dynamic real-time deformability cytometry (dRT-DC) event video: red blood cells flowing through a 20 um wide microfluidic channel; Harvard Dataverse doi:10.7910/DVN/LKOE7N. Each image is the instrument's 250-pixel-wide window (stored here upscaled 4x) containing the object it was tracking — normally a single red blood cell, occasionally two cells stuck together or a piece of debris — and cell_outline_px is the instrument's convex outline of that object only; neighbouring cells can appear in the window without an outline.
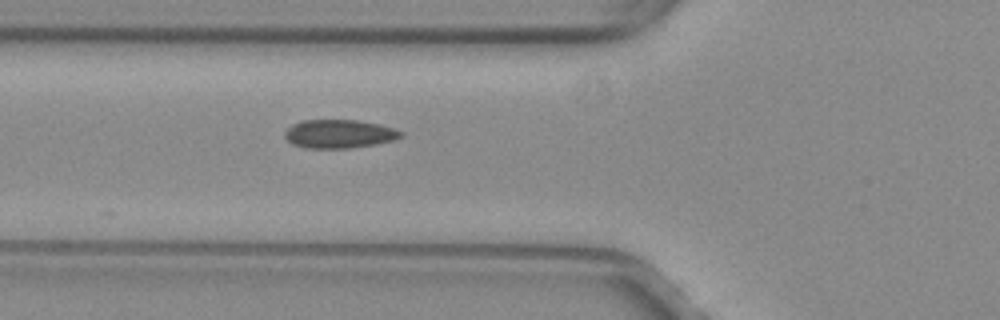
{"species": "common noctule bat (a hibernating species)", "species_latin": "Nyctalus noctula", "temperature_condition": "warm", "stored_images_in_passage": 16, "camera_frame_rate_fps": 3000, "um_per_image_px": 0.085, "animal": {"sex": "female", "body_mass_g": 29.2, "forearm_length_mm": 56.3}, "frame": {"image": 1, "passage_image": 3, "time_ms": 0.667, "image_size_px": [1000, 320], "cell_outline_px": [[404, 136], [396, 140], [376, 144], [348, 148], [304, 148], [292, 144], [284, 136], [284, 132], [292, 124], [300, 120], [360, 120], [380, 124], [396, 128], [404, 132]], "centroid_in_image_um": [28.87, 11.37], "position_along_channel_um": 96.9, "area_um2": 19.65}}
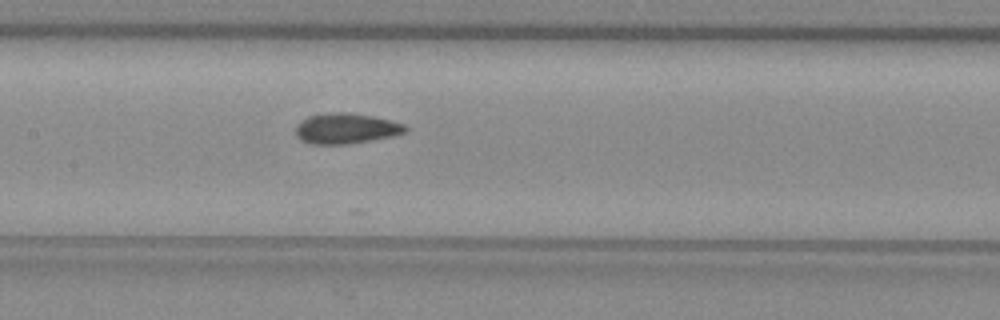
{"frame": {"image": 2, "passage_image": 9, "time_ms": 2.667, "image_size_px": [1000, 320], "cell_outline_px": [[408, 128], [404, 132], [392, 136], [348, 144], [312, 144], [300, 140], [296, 136], [296, 124], [300, 120], [308, 116], [332, 112], [344, 112], [372, 116], [404, 124]], "centroid_in_image_um": [29.35, 10.92], "position_along_channel_um": 178.0, "area_um2": 19.36}}